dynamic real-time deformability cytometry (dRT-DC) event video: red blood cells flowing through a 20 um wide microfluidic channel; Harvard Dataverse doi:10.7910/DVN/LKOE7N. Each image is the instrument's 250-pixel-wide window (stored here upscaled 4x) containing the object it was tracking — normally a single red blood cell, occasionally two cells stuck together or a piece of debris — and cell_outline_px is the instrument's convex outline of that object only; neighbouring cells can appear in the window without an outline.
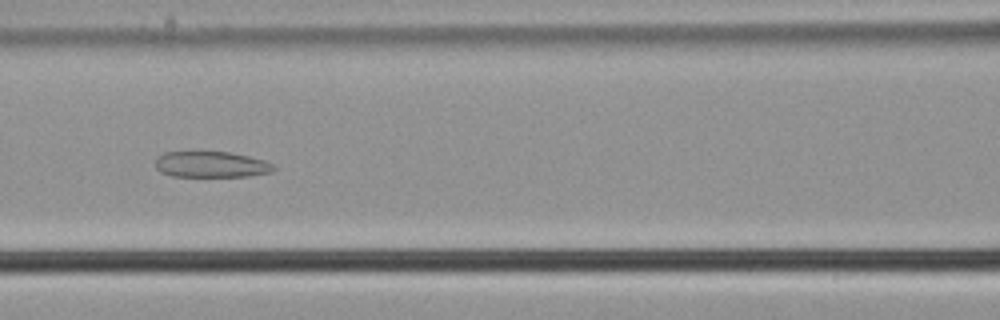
{"species": "common noctule bat (a hibernating species)", "species_latin": "Nyctalus noctula", "temperature_condition": "cold", "stored_images_in_passage": 37, "camera_frame_rate_fps": 3000, "um_per_image_px": 0.085, "animal": {"sex": "male", "body_mass_g": 21.5, "forearm_length_mm": 52.0}, "frame": {"image": 1, "passage_image": 21, "time_ms": 6.667, "image_size_px": [1000, 320], "cell_outline_px": [[276, 168], [272, 172], [248, 176], [172, 176], [160, 172], [156, 168], [156, 160], [164, 152], [228, 152], [248, 156], [264, 160], [276, 164]], "centroid_in_image_um": [17.99, 13.98], "position_along_channel_um": 148.6, "area_um2": 17.86}}
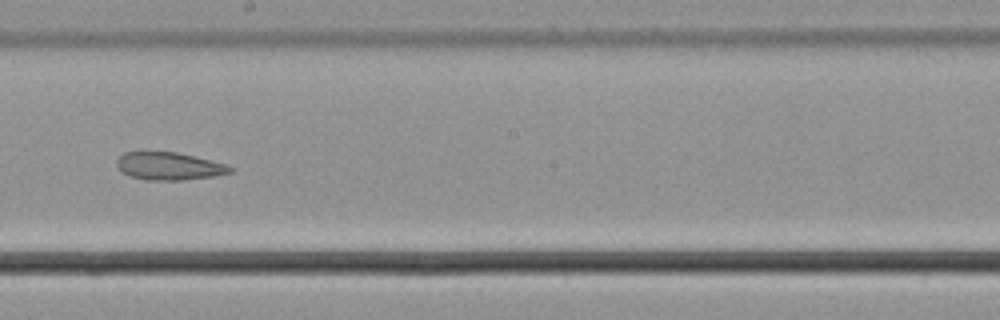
{"frame": {"image": 2, "passage_image": 28, "time_ms": 9.0, "image_size_px": [1000, 320], "cell_outline_px": [[232, 172], [212, 176], [184, 180], [144, 180], [128, 176], [116, 164], [116, 160], [124, 152], [176, 152], [224, 164], [232, 168]], "centroid_in_image_um": [14.31, 14.13], "position_along_channel_um": 233.9, "area_um2": 17.98}}
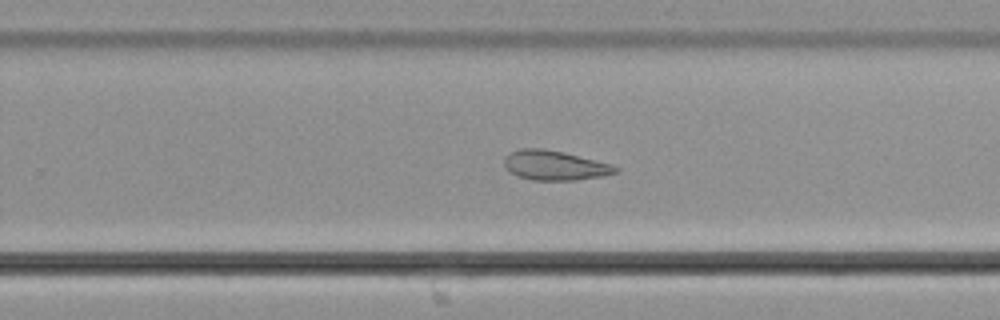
{"frame": {"image": 3, "passage_image": 32, "time_ms": 10.333, "image_size_px": [1000, 320], "cell_outline_px": [[620, 172], [604, 176], [576, 180], [532, 180], [516, 176], [508, 172], [504, 164], [504, 160], [508, 152], [520, 148], [544, 148], [564, 152], [612, 164], [620, 168]], "centroid_in_image_um": [47.15, 14.06], "position_along_channel_um": 282.6, "area_um2": 19.59}}